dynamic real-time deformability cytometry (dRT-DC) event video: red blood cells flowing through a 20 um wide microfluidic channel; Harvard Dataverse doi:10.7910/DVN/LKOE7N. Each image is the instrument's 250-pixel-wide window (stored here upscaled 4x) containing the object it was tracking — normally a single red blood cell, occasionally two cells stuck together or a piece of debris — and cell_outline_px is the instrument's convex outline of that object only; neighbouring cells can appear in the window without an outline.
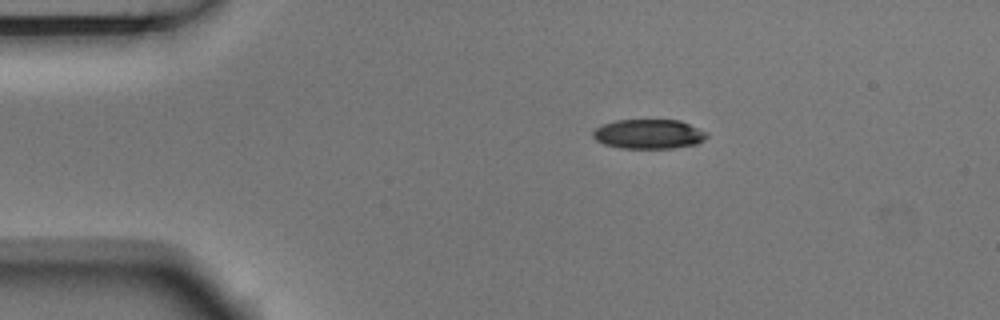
{"species": "Egyptian fruit bat (a non-hibernating species)", "species_latin": "Rousettus aegyptiacus", "temperature_condition": "room temperature", "stored_images_in_passage": 4, "camera_frame_rate_fps": 3000, "um_per_image_px": 0.085, "animal": {"sex": "male"}, "frame": {"image": 1, "passage_image": 1, "time_ms": 0.0, "image_size_px": [1000, 320], "cell_outline_px": [[708, 136], [704, 140], [696, 144], [672, 148], [620, 148], [604, 144], [596, 140], [592, 136], [592, 132], [600, 124], [616, 120], [680, 120], [708, 132]], "centroid_in_image_um": [55.13, 11.39], "position_along_channel_um": 29.9, "area_um2": 19.71}}
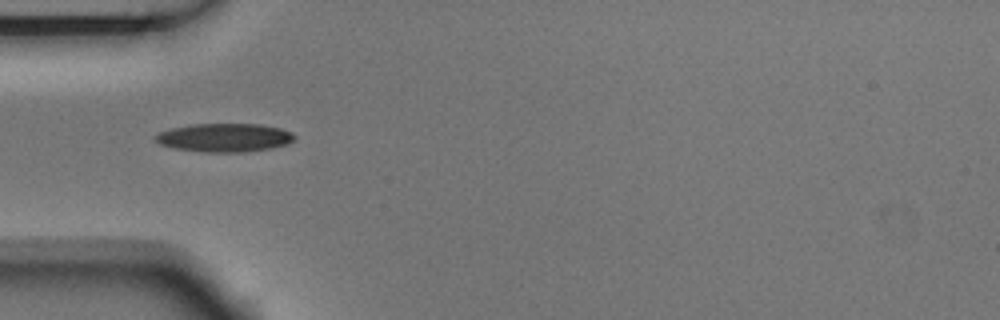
{"frame": {"image": 2, "passage_image": 3, "time_ms": 0.667, "image_size_px": [1000, 320], "cell_outline_px": [[296, 136], [292, 140], [284, 144], [272, 148], [240, 152], [204, 152], [176, 148], [160, 144], [152, 140], [152, 136], [160, 132], [172, 128], [192, 124], [260, 124], [280, 128], [292, 132]], "centroid_in_image_um": [19.04, 11.69], "position_along_channel_um": 66.0, "area_um2": 23.0}}
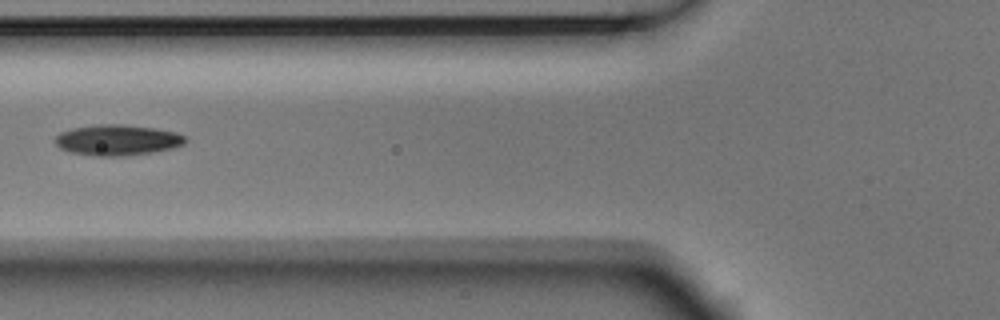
{"frame": {"image": 3, "passage_image": 4, "time_ms": 1.0, "image_size_px": [1000, 320], "cell_outline_px": [[188, 140], [184, 144], [172, 148], [152, 152], [124, 156], [96, 156], [72, 152], [60, 148], [56, 144], [56, 136], [60, 132], [72, 128], [96, 124], [124, 124], [152, 128], [176, 132], [184, 136]], "centroid_in_image_um": [9.98, 11.9], "position_along_channel_um": 115.8, "area_um2": 23.24}}